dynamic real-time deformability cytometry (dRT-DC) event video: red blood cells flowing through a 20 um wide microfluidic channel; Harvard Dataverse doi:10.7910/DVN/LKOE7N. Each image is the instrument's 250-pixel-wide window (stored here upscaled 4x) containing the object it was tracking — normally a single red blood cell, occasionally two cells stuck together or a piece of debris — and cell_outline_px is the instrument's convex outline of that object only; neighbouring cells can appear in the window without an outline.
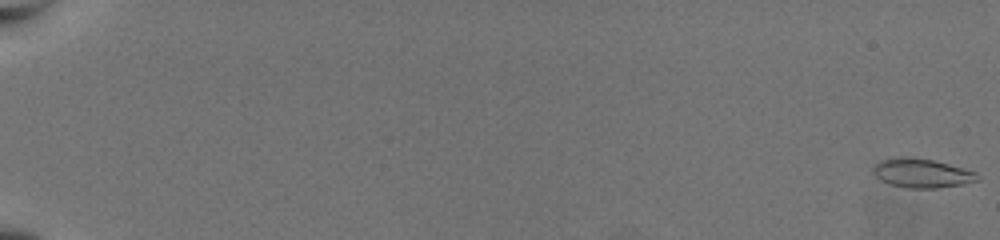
{"species": "common noctule bat (a hibernating species)", "species_latin": "Nyctalus noctula", "temperature_condition": "warm", "stored_images_in_passage": 60, "camera_frame_rate_fps": 3000, "um_per_image_px": 0.085, "animal": {"sex": "female", "body_mass_g": 19.5, "forearm_length_mm": 54.1}, "frame": {"image": 1, "passage_image": 1, "time_ms": 0.0, "image_size_px": [1000, 240], "cell_outline_px": [[980, 180], [960, 184], [936, 188], [904, 188], [888, 184], [880, 180], [872, 172], [872, 168], [880, 160], [904, 156], [908, 156], [932, 160], [964, 168], [976, 172], [980, 176]], "centroid_in_image_um": [78.33, 14.72], "position_along_channel_um": 6.7, "area_um2": 17.74}}
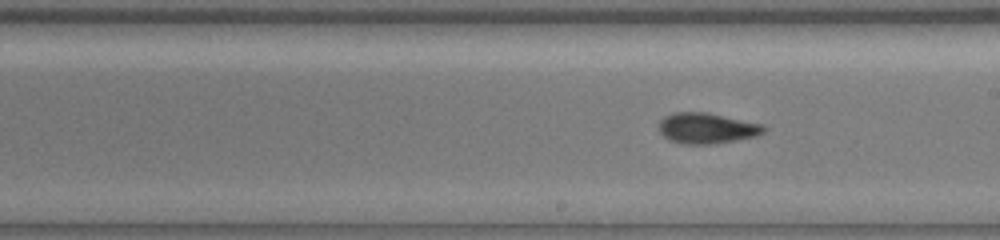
{"frame": {"image": 2, "passage_image": 38, "time_ms": 12.333, "image_size_px": [1000, 240], "cell_outline_px": [[768, 128], [764, 132], [756, 136], [716, 144], [680, 144], [668, 140], [660, 132], [660, 120], [664, 116], [676, 112], [708, 112], [760, 124]], "centroid_in_image_um": [60.06, 10.91], "position_along_channel_um": 228.9, "area_um2": 18.79}}
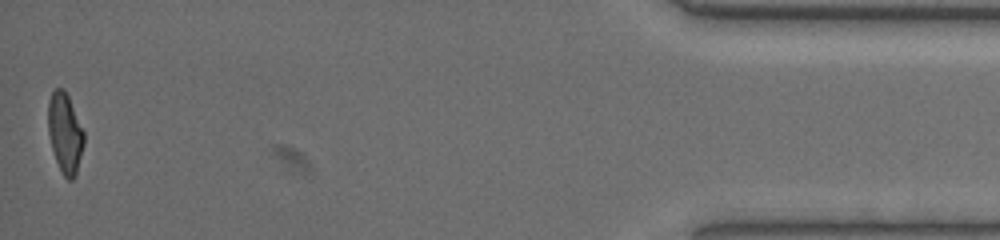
{"frame": {"image": 3, "passage_image": 60, "time_ms": 19.667, "image_size_px": [1000, 240], "cell_outline_px": [[84, 144], [76, 176], [72, 180], [68, 180], [64, 176], [56, 160], [52, 148], [48, 132], [48, 100], [52, 92], [56, 88], [64, 88], [68, 96], [84, 132]], "centroid_in_image_um": [5.53, 11.31], "position_along_channel_um": 429.7, "area_um2": 16.65}, "authors_computed_cell_mechanics": {"area_um2": 17.6001, "velocity_mm_per_s": 3.7466, "shape_relaxation_time_tau1_ms": 4.7407, "shape_relaxation_time_tau2_ms": 2.2622, "deformation_change_tau1": 0.1778, "deformation_change_tau2": 0.0796}}